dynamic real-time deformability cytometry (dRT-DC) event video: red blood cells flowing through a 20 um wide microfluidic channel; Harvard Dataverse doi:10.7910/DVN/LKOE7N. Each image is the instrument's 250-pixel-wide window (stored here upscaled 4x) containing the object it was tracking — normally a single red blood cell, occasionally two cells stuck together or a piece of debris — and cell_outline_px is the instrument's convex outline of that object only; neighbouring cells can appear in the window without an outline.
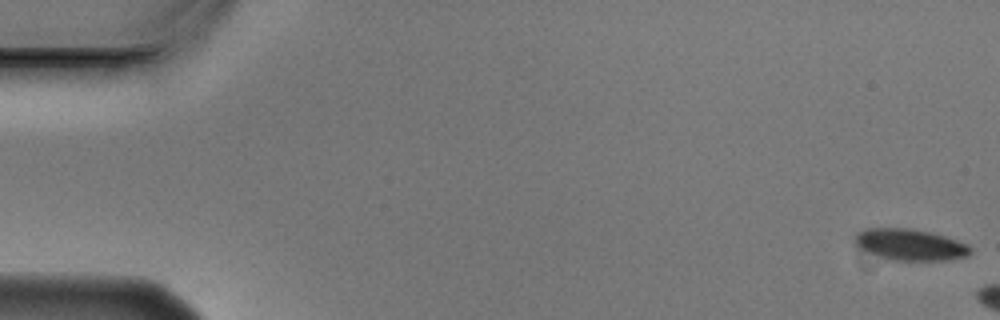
{"species": "Egyptian fruit bat (a non-hibernating species)", "species_latin": "Rousettus aegyptiacus", "temperature_condition": "cold", "stored_images_in_passage": 3, "camera_frame_rate_fps": 3000, "um_per_image_px": 0.085, "animal": {"sex": "male"}, "frame": {"image": 1, "passage_image": 1, "time_ms": 0.0, "image_size_px": [1000, 320], "cell_outline_px": [[972, 252], [968, 256], [948, 260], [888, 260], [856, 248], [852, 240], [852, 236], [856, 232], [864, 228], [908, 228], [928, 232], [944, 236], [968, 244], [972, 248]], "centroid_in_image_um": [77.27, 20.8], "position_along_channel_um": 7.7, "area_um2": 21.56}}